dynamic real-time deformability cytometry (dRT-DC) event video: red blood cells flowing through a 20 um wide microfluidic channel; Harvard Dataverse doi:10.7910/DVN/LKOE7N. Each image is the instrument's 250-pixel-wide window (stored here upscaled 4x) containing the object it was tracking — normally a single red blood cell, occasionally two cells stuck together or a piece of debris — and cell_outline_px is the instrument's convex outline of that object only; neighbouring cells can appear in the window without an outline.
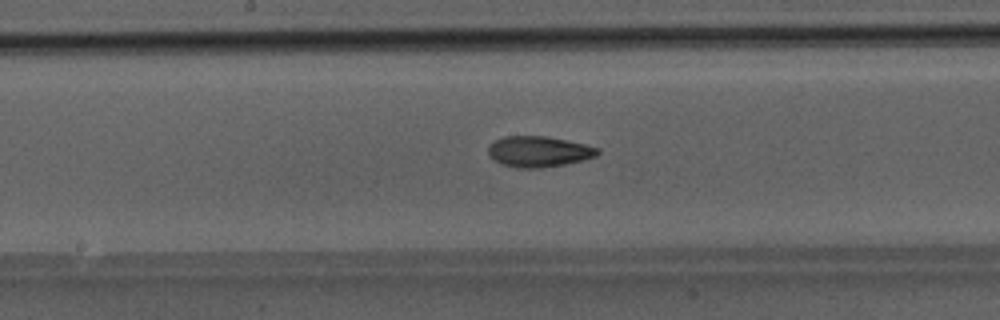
{"species": "Egyptian fruit bat (a non-hibernating species)", "species_latin": "Rousettus aegyptiacus", "temperature_condition": "room temperature", "stored_images_in_passage": 23, "camera_frame_rate_fps": 3000, "um_per_image_px": 0.085, "animal": {"sex": "male"}, "frame": {"image": 1, "passage_image": 10, "time_ms": 3.0, "image_size_px": [1000, 320], "cell_outline_px": [[600, 152], [596, 156], [584, 160], [564, 164], [540, 168], [516, 168], [500, 164], [492, 160], [488, 152], [488, 148], [496, 140], [504, 136], [548, 136], [584, 144], [600, 148]], "centroid_in_image_um": [45.79, 12.89], "position_along_channel_um": 202.4, "area_um2": 19.71}}